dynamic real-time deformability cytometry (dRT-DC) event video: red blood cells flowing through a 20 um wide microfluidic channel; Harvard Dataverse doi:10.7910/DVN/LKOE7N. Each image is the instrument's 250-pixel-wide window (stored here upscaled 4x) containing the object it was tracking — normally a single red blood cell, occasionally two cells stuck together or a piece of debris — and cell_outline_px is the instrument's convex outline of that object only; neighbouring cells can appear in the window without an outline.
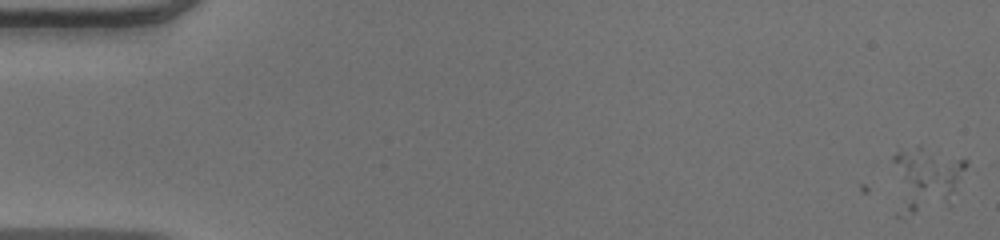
{"species": "human", "species_latin": "Homo sapiens", "temperature_condition": "warm", "stored_images_in_passage": 53, "camera_frame_rate_fps": 3000, "um_per_image_px": 0.085, "donor": {"sex": "male"}, "frame": {"image": 1, "passage_image": 1, "time_ms": 0.0, "image_size_px": [1000, 240], "cell_outline_px": [[968, 164], [956, 192], [948, 208], [908, 180], [904, 176], [892, 160], [892, 156], [896, 152], [920, 144], [968, 160]], "centroid_in_image_um": [79.22, 14.54], "position_along_channel_um": 5.8, "area_um2": 19.94}}
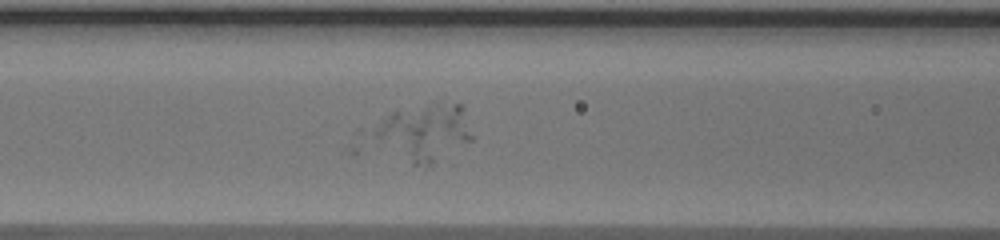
{"frame": {"image": 2, "passage_image": 23, "time_ms": 7.333, "image_size_px": [1000, 240], "cell_outline_px": [[472, 140], [428, 168], [412, 164], [368, 132], [392, 112], [432, 104], [460, 104], [464, 108], [472, 136]], "centroid_in_image_um": [36.12, 11.27], "position_along_channel_um": 130.5, "area_um2": 31.67}}
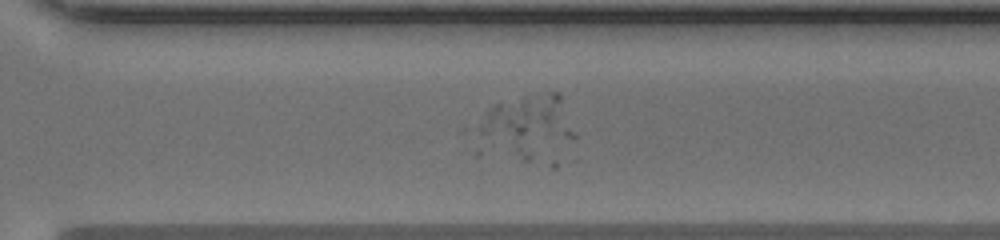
{"frame": {"image": 3, "passage_image": 38, "time_ms": 12.333, "image_size_px": [1000, 240], "cell_outline_px": [[576, 136], [572, 140], [460, 132], [460, 128], [464, 124], [488, 108], [496, 104], [524, 96], [552, 92], [560, 92]], "centroid_in_image_um": [44.66, 10.06], "position_along_channel_um": 325.9, "area_um2": 26.41}}